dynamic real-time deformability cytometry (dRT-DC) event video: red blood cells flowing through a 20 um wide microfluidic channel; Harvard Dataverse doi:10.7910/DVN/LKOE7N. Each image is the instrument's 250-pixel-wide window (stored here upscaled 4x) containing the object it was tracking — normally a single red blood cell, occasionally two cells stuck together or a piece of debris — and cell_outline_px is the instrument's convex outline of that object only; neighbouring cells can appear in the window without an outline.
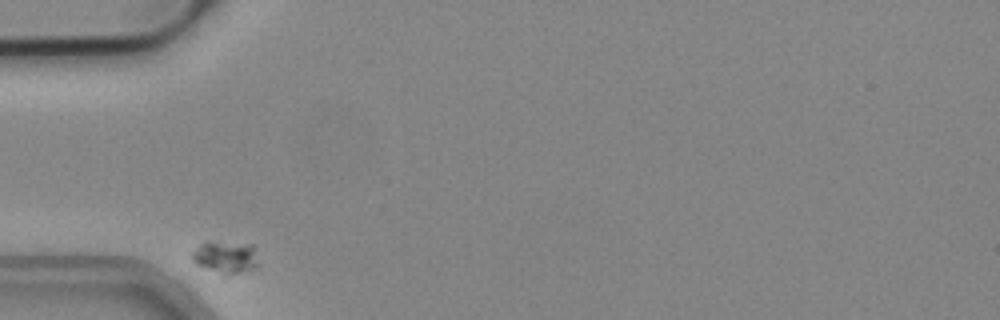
{"species": "common noctule bat (a hibernating species)", "species_latin": "Nyctalus noctula", "temperature_condition": "cold", "stored_images_in_passage": 32, "camera_frame_rate_fps": 3000, "um_per_image_px": 0.085, "animal": {"sex": "male", "body_mass_g": 19.2, "forearm_length_mm": 51.8}, "frame": {"image": 1, "passage_image": 1, "time_ms": 0.0, "image_size_px": [1000, 320], "cell_outline_px": [[260, 264], [256, 268], [224, 276], [196, 264], [192, 260], [192, 252], [204, 240], [208, 240], [256, 244]], "centroid_in_image_um": [19.23, 21.82], "position_along_channel_um": 65.8, "area_um2": 13.24}}
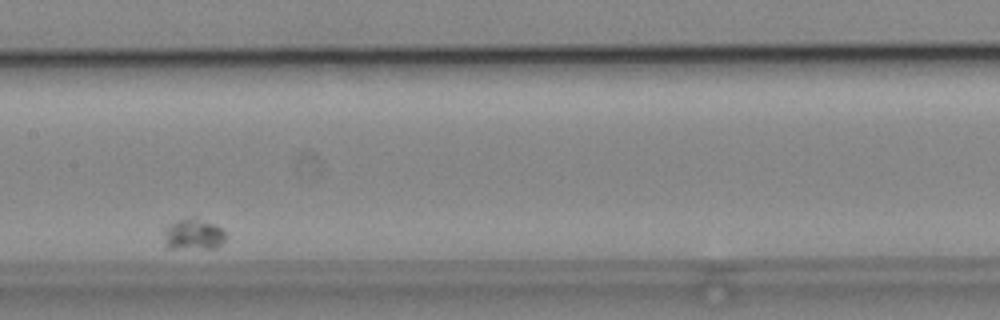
{"frame": {"image": 2, "passage_image": 14, "time_ms": 4.333, "image_size_px": [1000, 320], "cell_outline_px": [[228, 236], [216, 248], [164, 248], [164, 228], [168, 224], [176, 220], [192, 216], [196, 216], [216, 224]], "centroid_in_image_um": [16.41, 19.89], "position_along_channel_um": 191.0, "area_um2": 11.62}}
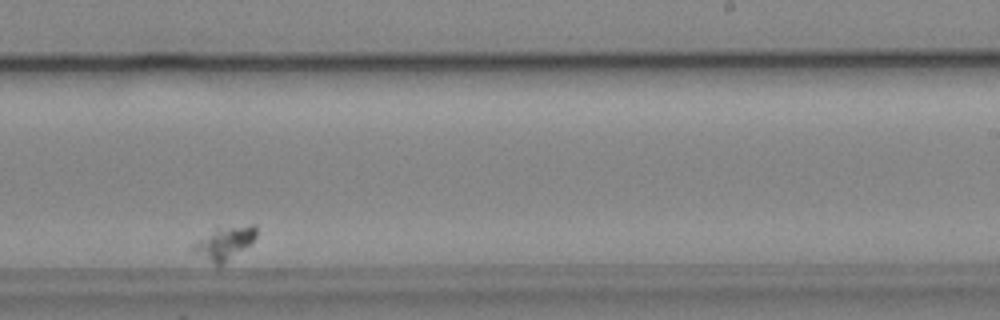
{"frame": {"image": 3, "passage_image": 22, "time_ms": 7.0, "image_size_px": [1000, 320], "cell_outline_px": [[256, 236], [248, 244], [216, 268], [196, 252], [192, 248], [216, 224], [252, 224], [256, 228]], "centroid_in_image_um": [19.08, 20.58], "position_along_channel_um": 269.9, "area_um2": 12.14}}